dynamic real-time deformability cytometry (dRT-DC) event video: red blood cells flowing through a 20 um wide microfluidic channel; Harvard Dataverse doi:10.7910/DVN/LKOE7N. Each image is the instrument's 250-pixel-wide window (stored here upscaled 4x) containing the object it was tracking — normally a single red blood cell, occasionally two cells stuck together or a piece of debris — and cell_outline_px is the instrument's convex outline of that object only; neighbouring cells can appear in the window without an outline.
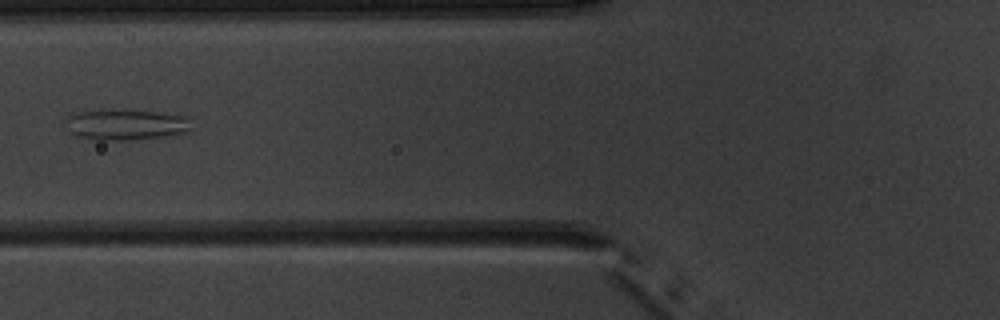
{"species": "common noctule bat (a hibernating species)", "species_latin": "Nyctalus noctula", "temperature_condition": "warm", "stored_images_in_passage": 6, "camera_frame_rate_fps": 3000, "um_per_image_px": 0.085, "animal": {"sex": "male", "body_mass_g": 20.1, "forearm_length_mm": 53.5}, "frame": {"image": 1, "passage_image": 6, "time_ms": 6.0, "image_size_px": [1000, 320], "cell_outline_px": [[192, 132], [164, 136], [124, 140], [104, 140], [76, 136], [68, 132], [64, 124], [64, 120], [68, 116], [76, 112], [112, 108], [120, 108], [156, 112], [188, 116]], "centroid_in_image_um": [10.66, 10.56], "position_along_channel_um": 115.1, "area_um2": 23.18}}